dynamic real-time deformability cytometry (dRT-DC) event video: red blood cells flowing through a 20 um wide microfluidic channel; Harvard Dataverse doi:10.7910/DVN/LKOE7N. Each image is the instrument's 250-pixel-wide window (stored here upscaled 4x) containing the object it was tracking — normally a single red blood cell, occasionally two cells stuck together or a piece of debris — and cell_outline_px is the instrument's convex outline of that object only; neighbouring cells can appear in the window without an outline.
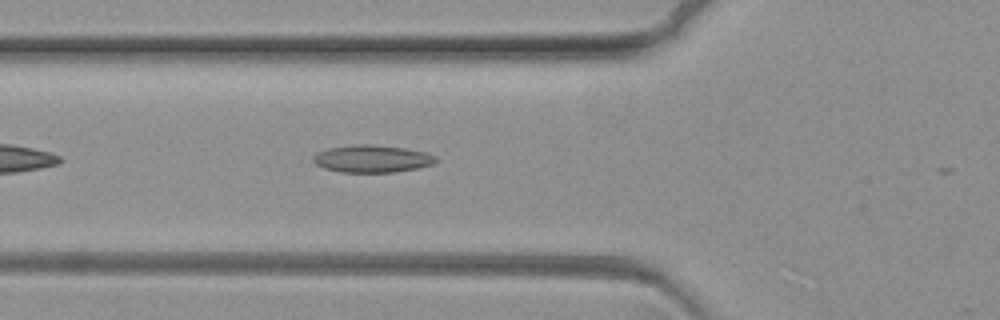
{"species": "common noctule bat (a hibernating species)", "species_latin": "Nyctalus noctula", "temperature_condition": "warm", "stored_images_in_passage": 9, "camera_frame_rate_fps": 3000, "um_per_image_px": 0.085, "animal": {"sex": "female", "body_mass_g": 19.3, "forearm_length_mm": 54.1}, "frame": {"image": 1, "passage_image": 8, "time_ms": 2.333, "image_size_px": [1000, 320], "cell_outline_px": [[436, 160], [432, 164], [416, 168], [396, 172], [340, 172], [324, 168], [316, 164], [312, 160], [312, 156], [316, 152], [328, 148], [352, 144], [368, 144], [404, 148], [424, 152], [436, 156]], "centroid_in_image_um": [31.56, 13.49], "position_along_channel_um": 94.2, "area_um2": 19.54}}